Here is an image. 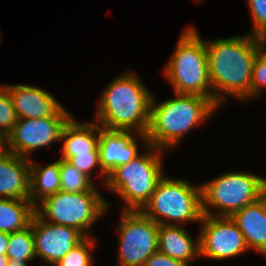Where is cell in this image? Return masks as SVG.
I'll return each mask as SVG.
<instances>
[{"label": "cell", "mask_w": 266, "mask_h": 266, "mask_svg": "<svg viewBox=\"0 0 266 266\" xmlns=\"http://www.w3.org/2000/svg\"><path fill=\"white\" fill-rule=\"evenodd\" d=\"M158 251L191 266L193 260L200 258L199 233L193 238L181 225L160 224Z\"/></svg>", "instance_id": "cell-18"}, {"label": "cell", "mask_w": 266, "mask_h": 266, "mask_svg": "<svg viewBox=\"0 0 266 266\" xmlns=\"http://www.w3.org/2000/svg\"><path fill=\"white\" fill-rule=\"evenodd\" d=\"M144 266H187L182 261L173 259L159 251L153 253L146 261Z\"/></svg>", "instance_id": "cell-28"}, {"label": "cell", "mask_w": 266, "mask_h": 266, "mask_svg": "<svg viewBox=\"0 0 266 266\" xmlns=\"http://www.w3.org/2000/svg\"><path fill=\"white\" fill-rule=\"evenodd\" d=\"M266 88V42L261 44L253 64L251 100L262 96Z\"/></svg>", "instance_id": "cell-24"}, {"label": "cell", "mask_w": 266, "mask_h": 266, "mask_svg": "<svg viewBox=\"0 0 266 266\" xmlns=\"http://www.w3.org/2000/svg\"><path fill=\"white\" fill-rule=\"evenodd\" d=\"M261 39L266 42V32L261 36Z\"/></svg>", "instance_id": "cell-33"}, {"label": "cell", "mask_w": 266, "mask_h": 266, "mask_svg": "<svg viewBox=\"0 0 266 266\" xmlns=\"http://www.w3.org/2000/svg\"><path fill=\"white\" fill-rule=\"evenodd\" d=\"M118 232V266H144L158 251L159 225L140 210H121Z\"/></svg>", "instance_id": "cell-9"}, {"label": "cell", "mask_w": 266, "mask_h": 266, "mask_svg": "<svg viewBox=\"0 0 266 266\" xmlns=\"http://www.w3.org/2000/svg\"><path fill=\"white\" fill-rule=\"evenodd\" d=\"M30 159L12 152L0 157V198L30 200Z\"/></svg>", "instance_id": "cell-15"}, {"label": "cell", "mask_w": 266, "mask_h": 266, "mask_svg": "<svg viewBox=\"0 0 266 266\" xmlns=\"http://www.w3.org/2000/svg\"><path fill=\"white\" fill-rule=\"evenodd\" d=\"M124 73L103 89L94 121L105 129L146 134L153 93L133 71Z\"/></svg>", "instance_id": "cell-2"}, {"label": "cell", "mask_w": 266, "mask_h": 266, "mask_svg": "<svg viewBox=\"0 0 266 266\" xmlns=\"http://www.w3.org/2000/svg\"><path fill=\"white\" fill-rule=\"evenodd\" d=\"M73 114L64 106L56 115L39 119H18L7 136L8 151L27 159L33 151L61 141L64 126Z\"/></svg>", "instance_id": "cell-10"}, {"label": "cell", "mask_w": 266, "mask_h": 266, "mask_svg": "<svg viewBox=\"0 0 266 266\" xmlns=\"http://www.w3.org/2000/svg\"><path fill=\"white\" fill-rule=\"evenodd\" d=\"M193 1H195V2H197V3H202V1L204 2V0H193Z\"/></svg>", "instance_id": "cell-34"}, {"label": "cell", "mask_w": 266, "mask_h": 266, "mask_svg": "<svg viewBox=\"0 0 266 266\" xmlns=\"http://www.w3.org/2000/svg\"><path fill=\"white\" fill-rule=\"evenodd\" d=\"M96 243L94 236L85 237L54 266H93Z\"/></svg>", "instance_id": "cell-23"}, {"label": "cell", "mask_w": 266, "mask_h": 266, "mask_svg": "<svg viewBox=\"0 0 266 266\" xmlns=\"http://www.w3.org/2000/svg\"><path fill=\"white\" fill-rule=\"evenodd\" d=\"M263 42L249 33L205 40L213 103L218 108L228 96L244 103L251 101L253 64Z\"/></svg>", "instance_id": "cell-1"}, {"label": "cell", "mask_w": 266, "mask_h": 266, "mask_svg": "<svg viewBox=\"0 0 266 266\" xmlns=\"http://www.w3.org/2000/svg\"><path fill=\"white\" fill-rule=\"evenodd\" d=\"M8 257L6 255H0V266H7Z\"/></svg>", "instance_id": "cell-32"}, {"label": "cell", "mask_w": 266, "mask_h": 266, "mask_svg": "<svg viewBox=\"0 0 266 266\" xmlns=\"http://www.w3.org/2000/svg\"><path fill=\"white\" fill-rule=\"evenodd\" d=\"M60 190L70 193L99 192L92 181L67 160L59 158Z\"/></svg>", "instance_id": "cell-21"}, {"label": "cell", "mask_w": 266, "mask_h": 266, "mask_svg": "<svg viewBox=\"0 0 266 266\" xmlns=\"http://www.w3.org/2000/svg\"><path fill=\"white\" fill-rule=\"evenodd\" d=\"M68 162H70L73 166H75L80 172L84 173L88 176L92 181L94 180L92 177V172L95 168H99L97 174L103 178V183L105 185L107 180V175L101 170L100 166V156L99 154H83L71 157Z\"/></svg>", "instance_id": "cell-26"}, {"label": "cell", "mask_w": 266, "mask_h": 266, "mask_svg": "<svg viewBox=\"0 0 266 266\" xmlns=\"http://www.w3.org/2000/svg\"><path fill=\"white\" fill-rule=\"evenodd\" d=\"M175 94L156 103L152 96L146 133L150 146L168 151L180 144L187 133L214 115L218 107L204 96Z\"/></svg>", "instance_id": "cell-3"}, {"label": "cell", "mask_w": 266, "mask_h": 266, "mask_svg": "<svg viewBox=\"0 0 266 266\" xmlns=\"http://www.w3.org/2000/svg\"><path fill=\"white\" fill-rule=\"evenodd\" d=\"M247 4L253 22L249 34L261 37L266 32V0H247Z\"/></svg>", "instance_id": "cell-27"}, {"label": "cell", "mask_w": 266, "mask_h": 266, "mask_svg": "<svg viewBox=\"0 0 266 266\" xmlns=\"http://www.w3.org/2000/svg\"><path fill=\"white\" fill-rule=\"evenodd\" d=\"M182 31L163 75L173 93L204 96L213 102L205 39L192 25Z\"/></svg>", "instance_id": "cell-4"}, {"label": "cell", "mask_w": 266, "mask_h": 266, "mask_svg": "<svg viewBox=\"0 0 266 266\" xmlns=\"http://www.w3.org/2000/svg\"><path fill=\"white\" fill-rule=\"evenodd\" d=\"M18 119L9 93L0 84V132L8 136Z\"/></svg>", "instance_id": "cell-25"}, {"label": "cell", "mask_w": 266, "mask_h": 266, "mask_svg": "<svg viewBox=\"0 0 266 266\" xmlns=\"http://www.w3.org/2000/svg\"><path fill=\"white\" fill-rule=\"evenodd\" d=\"M30 159V200L36 207L46 197L60 191L59 159L45 166Z\"/></svg>", "instance_id": "cell-19"}, {"label": "cell", "mask_w": 266, "mask_h": 266, "mask_svg": "<svg viewBox=\"0 0 266 266\" xmlns=\"http://www.w3.org/2000/svg\"><path fill=\"white\" fill-rule=\"evenodd\" d=\"M19 119H39L56 115L64 106L47 89L28 84H2Z\"/></svg>", "instance_id": "cell-14"}, {"label": "cell", "mask_w": 266, "mask_h": 266, "mask_svg": "<svg viewBox=\"0 0 266 266\" xmlns=\"http://www.w3.org/2000/svg\"><path fill=\"white\" fill-rule=\"evenodd\" d=\"M30 225L32 226L36 258L42 259L40 266H54L85 238L77 229L48 223L36 212Z\"/></svg>", "instance_id": "cell-12"}, {"label": "cell", "mask_w": 266, "mask_h": 266, "mask_svg": "<svg viewBox=\"0 0 266 266\" xmlns=\"http://www.w3.org/2000/svg\"><path fill=\"white\" fill-rule=\"evenodd\" d=\"M196 185V186H195ZM163 176L150 200L140 210L158 225L199 223L203 217L201 184Z\"/></svg>", "instance_id": "cell-6"}, {"label": "cell", "mask_w": 266, "mask_h": 266, "mask_svg": "<svg viewBox=\"0 0 266 266\" xmlns=\"http://www.w3.org/2000/svg\"><path fill=\"white\" fill-rule=\"evenodd\" d=\"M110 207V202L99 192L70 193L60 190L41 201L35 212L48 223L70 226L85 237H91L92 227L95 228Z\"/></svg>", "instance_id": "cell-8"}, {"label": "cell", "mask_w": 266, "mask_h": 266, "mask_svg": "<svg viewBox=\"0 0 266 266\" xmlns=\"http://www.w3.org/2000/svg\"><path fill=\"white\" fill-rule=\"evenodd\" d=\"M231 218L242 232L248 250L266 255V194Z\"/></svg>", "instance_id": "cell-17"}, {"label": "cell", "mask_w": 266, "mask_h": 266, "mask_svg": "<svg viewBox=\"0 0 266 266\" xmlns=\"http://www.w3.org/2000/svg\"><path fill=\"white\" fill-rule=\"evenodd\" d=\"M60 142V158L67 161L77 155L99 154V124L80 122L73 116L64 126Z\"/></svg>", "instance_id": "cell-16"}, {"label": "cell", "mask_w": 266, "mask_h": 266, "mask_svg": "<svg viewBox=\"0 0 266 266\" xmlns=\"http://www.w3.org/2000/svg\"><path fill=\"white\" fill-rule=\"evenodd\" d=\"M35 213L31 200L0 198V232L13 233L30 225Z\"/></svg>", "instance_id": "cell-20"}, {"label": "cell", "mask_w": 266, "mask_h": 266, "mask_svg": "<svg viewBox=\"0 0 266 266\" xmlns=\"http://www.w3.org/2000/svg\"><path fill=\"white\" fill-rule=\"evenodd\" d=\"M10 233L0 232V255H6Z\"/></svg>", "instance_id": "cell-29"}, {"label": "cell", "mask_w": 266, "mask_h": 266, "mask_svg": "<svg viewBox=\"0 0 266 266\" xmlns=\"http://www.w3.org/2000/svg\"><path fill=\"white\" fill-rule=\"evenodd\" d=\"M200 223V258L222 261L249 251L242 232L231 217L203 214Z\"/></svg>", "instance_id": "cell-11"}, {"label": "cell", "mask_w": 266, "mask_h": 266, "mask_svg": "<svg viewBox=\"0 0 266 266\" xmlns=\"http://www.w3.org/2000/svg\"><path fill=\"white\" fill-rule=\"evenodd\" d=\"M148 146L146 134L135 131L109 130L99 125V156L101 170L109 175L117 166L135 159L139 153L137 141ZM141 139V140H140Z\"/></svg>", "instance_id": "cell-13"}, {"label": "cell", "mask_w": 266, "mask_h": 266, "mask_svg": "<svg viewBox=\"0 0 266 266\" xmlns=\"http://www.w3.org/2000/svg\"><path fill=\"white\" fill-rule=\"evenodd\" d=\"M142 148L143 153L107 175L104 186L122 200V210H141L165 175L162 159L165 151L150 145Z\"/></svg>", "instance_id": "cell-5"}, {"label": "cell", "mask_w": 266, "mask_h": 266, "mask_svg": "<svg viewBox=\"0 0 266 266\" xmlns=\"http://www.w3.org/2000/svg\"><path fill=\"white\" fill-rule=\"evenodd\" d=\"M8 151V139L7 136L0 132V157L5 155Z\"/></svg>", "instance_id": "cell-30"}, {"label": "cell", "mask_w": 266, "mask_h": 266, "mask_svg": "<svg viewBox=\"0 0 266 266\" xmlns=\"http://www.w3.org/2000/svg\"><path fill=\"white\" fill-rule=\"evenodd\" d=\"M7 266H27V263H21L17 261H8Z\"/></svg>", "instance_id": "cell-31"}, {"label": "cell", "mask_w": 266, "mask_h": 266, "mask_svg": "<svg viewBox=\"0 0 266 266\" xmlns=\"http://www.w3.org/2000/svg\"><path fill=\"white\" fill-rule=\"evenodd\" d=\"M8 261L30 263L36 259L32 226L23 230L10 233L8 249L6 252Z\"/></svg>", "instance_id": "cell-22"}, {"label": "cell", "mask_w": 266, "mask_h": 266, "mask_svg": "<svg viewBox=\"0 0 266 266\" xmlns=\"http://www.w3.org/2000/svg\"><path fill=\"white\" fill-rule=\"evenodd\" d=\"M201 189L203 214L231 217L265 195L266 177L247 171H228L201 183Z\"/></svg>", "instance_id": "cell-7"}]
</instances>
